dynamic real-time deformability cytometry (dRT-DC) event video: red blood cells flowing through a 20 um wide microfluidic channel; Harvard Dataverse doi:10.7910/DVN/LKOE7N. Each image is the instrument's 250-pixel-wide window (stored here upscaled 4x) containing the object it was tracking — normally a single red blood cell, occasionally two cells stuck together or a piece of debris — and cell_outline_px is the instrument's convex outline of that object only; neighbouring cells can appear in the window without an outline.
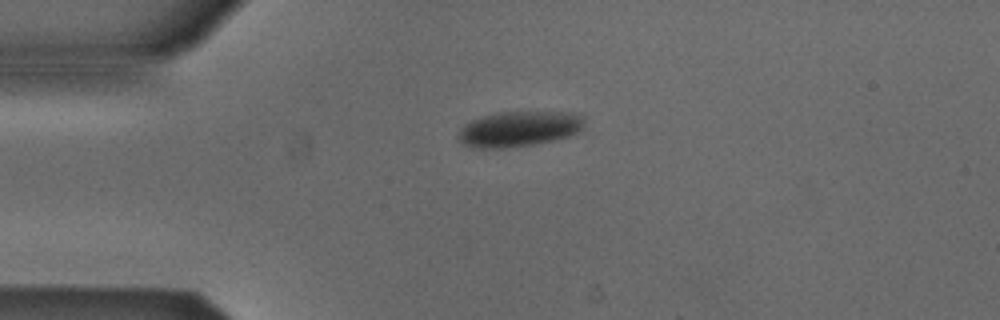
{"species": "Egyptian fruit bat (a non-hibernating species)", "species_latin": "Rousettus aegyptiacus", "temperature_condition": "cold", "stored_images_in_passage": 29, "camera_frame_rate_fps": 3000, "um_per_image_px": 0.085, "animal": {"sex": "male"}, "frame": {"image": 1, "passage_image": 1, "time_ms": 0.0, "image_size_px": [1000, 320], "cell_outline_px": [[584, 128], [568, 136], [556, 140], [536, 144], [504, 148], [480, 148], [464, 144], [456, 136], [460, 128], [464, 124], [472, 120], [496, 112], [560, 112], [584, 116]], "centroid_in_image_um": [44.1, 10.96], "position_along_channel_um": 40.9, "area_um2": 25.95}}
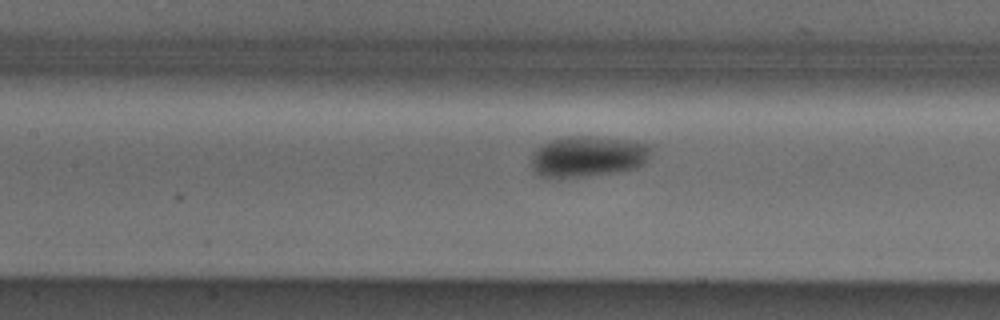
{"frame": {"image": 2, "passage_image": 12, "time_ms": 3.667, "image_size_px": [1000, 320], "cell_outline_px": [[652, 148], [644, 164], [636, 168], [616, 172], [584, 176], [540, 176], [532, 168], [532, 152], [536, 148], [552, 140], [568, 136], [592, 136], [628, 140], [648, 144]], "centroid_in_image_um": [49.99, 13.28], "position_along_channel_um": 157.4, "area_um2": 28.15}}
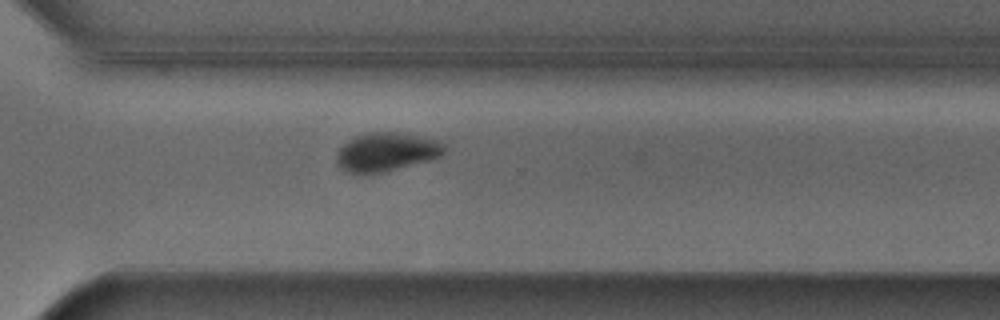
{"frame": {"image": 3, "passage_image": 26, "time_ms": 8.333, "image_size_px": [1000, 320], "cell_outline_px": [[444, 152], [440, 156], [428, 160], [384, 172], [348, 172], [340, 168], [336, 164], [336, 156], [340, 148], [348, 140], [356, 136], [368, 132], [404, 132], [440, 140], [444, 144]], "centroid_in_image_um": [32.85, 12.88], "position_along_channel_um": 337.7, "area_um2": 24.16}}